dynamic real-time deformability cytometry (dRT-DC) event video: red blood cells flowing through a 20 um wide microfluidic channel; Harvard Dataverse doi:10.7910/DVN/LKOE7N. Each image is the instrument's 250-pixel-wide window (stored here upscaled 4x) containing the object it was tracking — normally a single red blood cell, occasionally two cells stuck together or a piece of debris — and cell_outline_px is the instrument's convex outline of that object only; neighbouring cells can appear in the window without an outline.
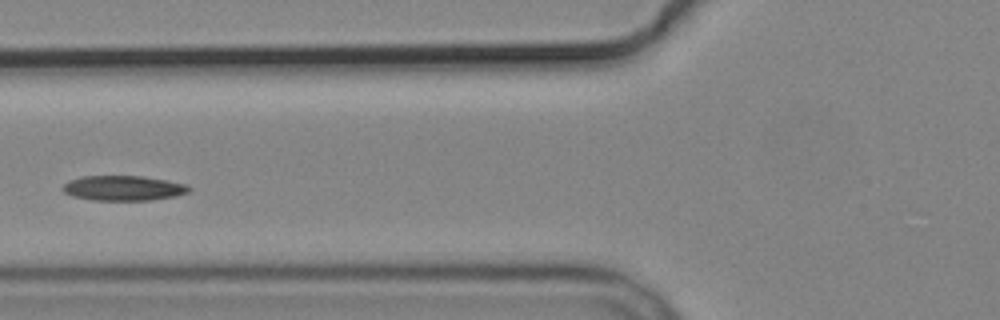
{"species": "common noctule bat (a hibernating species)", "species_latin": "Nyctalus noctula", "temperature_condition": "cold", "stored_images_in_passage": 7, "camera_frame_rate_fps": 3000, "um_per_image_px": 0.085, "animal": {"sex": "male", "body_mass_g": 19.2, "forearm_length_mm": 51.8}, "frame": {"image": 1, "passage_image": 4, "time_ms": 4.667, "image_size_px": [1000, 320], "cell_outline_px": [[192, 188], [188, 192], [176, 196], [152, 200], [92, 200], [72, 196], [64, 192], [60, 188], [68, 180], [84, 176], [144, 176], [168, 180], [188, 184]], "centroid_in_image_um": [10.5, 15.98], "position_along_channel_um": 115.3, "area_um2": 18.61}}
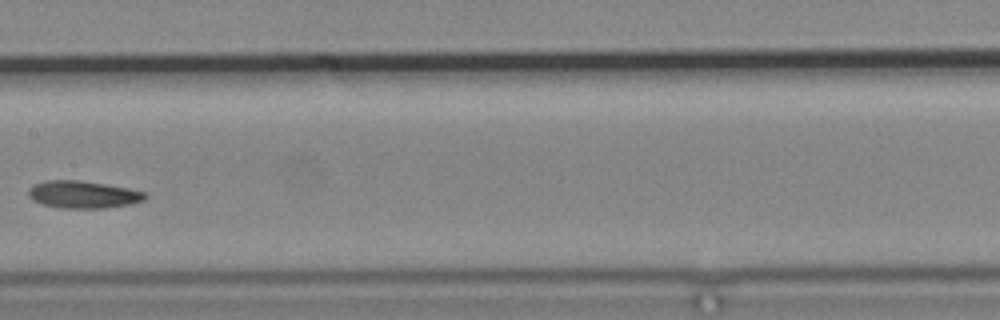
{"frame": {"image": 2, "passage_image": 6, "time_ms": 7.0, "image_size_px": [1000, 320], "cell_outline_px": [[148, 196], [144, 200], [132, 204], [104, 208], [60, 208], [40, 204], [32, 200], [28, 196], [28, 188], [32, 184], [44, 180], [80, 180], [128, 188], [144, 192]], "centroid_in_image_um": [7.01, 16.53], "position_along_channel_um": 200.4, "area_um2": 18.84}}
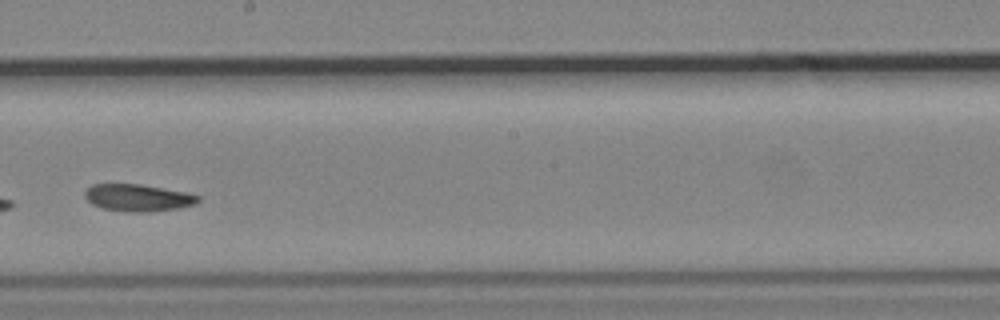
{"frame": {"image": 3, "passage_image": 7, "time_ms": 8.0, "image_size_px": [1000, 320], "cell_outline_px": [[200, 200], [196, 204], [176, 208], [148, 212], [128, 212], [100, 208], [92, 204], [84, 196], [84, 192], [92, 184], [140, 184], [184, 192], [200, 196]], "centroid_in_image_um": [11.69, 16.81], "position_along_channel_um": 236.5, "area_um2": 17.8}}